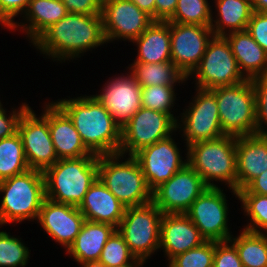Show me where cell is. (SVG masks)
Returning a JSON list of instances; mask_svg holds the SVG:
<instances>
[{
    "instance_id": "obj_45",
    "label": "cell",
    "mask_w": 267,
    "mask_h": 267,
    "mask_svg": "<svg viewBox=\"0 0 267 267\" xmlns=\"http://www.w3.org/2000/svg\"><path fill=\"white\" fill-rule=\"evenodd\" d=\"M238 193L267 195V170L254 178L244 189L239 190Z\"/></svg>"
},
{
    "instance_id": "obj_17",
    "label": "cell",
    "mask_w": 267,
    "mask_h": 267,
    "mask_svg": "<svg viewBox=\"0 0 267 267\" xmlns=\"http://www.w3.org/2000/svg\"><path fill=\"white\" fill-rule=\"evenodd\" d=\"M176 144L170 135L134 155L152 191L188 164Z\"/></svg>"
},
{
    "instance_id": "obj_20",
    "label": "cell",
    "mask_w": 267,
    "mask_h": 267,
    "mask_svg": "<svg viewBox=\"0 0 267 267\" xmlns=\"http://www.w3.org/2000/svg\"><path fill=\"white\" fill-rule=\"evenodd\" d=\"M206 240L186 214H163L160 223V245L170 261L178 254L200 246Z\"/></svg>"
},
{
    "instance_id": "obj_6",
    "label": "cell",
    "mask_w": 267,
    "mask_h": 267,
    "mask_svg": "<svg viewBox=\"0 0 267 267\" xmlns=\"http://www.w3.org/2000/svg\"><path fill=\"white\" fill-rule=\"evenodd\" d=\"M124 157L121 153L98 156V178L126 208L151 202L152 190L137 159Z\"/></svg>"
},
{
    "instance_id": "obj_15",
    "label": "cell",
    "mask_w": 267,
    "mask_h": 267,
    "mask_svg": "<svg viewBox=\"0 0 267 267\" xmlns=\"http://www.w3.org/2000/svg\"><path fill=\"white\" fill-rule=\"evenodd\" d=\"M101 16L106 43L120 39L132 42L154 22L130 0L106 2Z\"/></svg>"
},
{
    "instance_id": "obj_34",
    "label": "cell",
    "mask_w": 267,
    "mask_h": 267,
    "mask_svg": "<svg viewBox=\"0 0 267 267\" xmlns=\"http://www.w3.org/2000/svg\"><path fill=\"white\" fill-rule=\"evenodd\" d=\"M175 86L176 85H152L150 87H142V107L167 113L178 121V119L174 117V114L171 113L176 104Z\"/></svg>"
},
{
    "instance_id": "obj_21",
    "label": "cell",
    "mask_w": 267,
    "mask_h": 267,
    "mask_svg": "<svg viewBox=\"0 0 267 267\" xmlns=\"http://www.w3.org/2000/svg\"><path fill=\"white\" fill-rule=\"evenodd\" d=\"M237 192L267 170V134L236 137Z\"/></svg>"
},
{
    "instance_id": "obj_30",
    "label": "cell",
    "mask_w": 267,
    "mask_h": 267,
    "mask_svg": "<svg viewBox=\"0 0 267 267\" xmlns=\"http://www.w3.org/2000/svg\"><path fill=\"white\" fill-rule=\"evenodd\" d=\"M229 241L236 247L243 267H267V235L242 230Z\"/></svg>"
},
{
    "instance_id": "obj_31",
    "label": "cell",
    "mask_w": 267,
    "mask_h": 267,
    "mask_svg": "<svg viewBox=\"0 0 267 267\" xmlns=\"http://www.w3.org/2000/svg\"><path fill=\"white\" fill-rule=\"evenodd\" d=\"M29 168L18 132L0 139V181L26 172Z\"/></svg>"
},
{
    "instance_id": "obj_14",
    "label": "cell",
    "mask_w": 267,
    "mask_h": 267,
    "mask_svg": "<svg viewBox=\"0 0 267 267\" xmlns=\"http://www.w3.org/2000/svg\"><path fill=\"white\" fill-rule=\"evenodd\" d=\"M207 188L201 176L186 164L152 191V202L163 214H185Z\"/></svg>"
},
{
    "instance_id": "obj_24",
    "label": "cell",
    "mask_w": 267,
    "mask_h": 267,
    "mask_svg": "<svg viewBox=\"0 0 267 267\" xmlns=\"http://www.w3.org/2000/svg\"><path fill=\"white\" fill-rule=\"evenodd\" d=\"M68 13L61 0H30L22 16L26 22H15L10 29L13 31L18 27L23 30V33L25 31L31 40L30 43L33 44L47 29Z\"/></svg>"
},
{
    "instance_id": "obj_32",
    "label": "cell",
    "mask_w": 267,
    "mask_h": 267,
    "mask_svg": "<svg viewBox=\"0 0 267 267\" xmlns=\"http://www.w3.org/2000/svg\"><path fill=\"white\" fill-rule=\"evenodd\" d=\"M212 6L208 0H178L170 23H181L191 25H211Z\"/></svg>"
},
{
    "instance_id": "obj_28",
    "label": "cell",
    "mask_w": 267,
    "mask_h": 267,
    "mask_svg": "<svg viewBox=\"0 0 267 267\" xmlns=\"http://www.w3.org/2000/svg\"><path fill=\"white\" fill-rule=\"evenodd\" d=\"M217 15L211 20L214 36H225L230 32L244 31L253 13L251 0H214Z\"/></svg>"
},
{
    "instance_id": "obj_10",
    "label": "cell",
    "mask_w": 267,
    "mask_h": 267,
    "mask_svg": "<svg viewBox=\"0 0 267 267\" xmlns=\"http://www.w3.org/2000/svg\"><path fill=\"white\" fill-rule=\"evenodd\" d=\"M176 131L177 121L171 115L141 107L121 128L119 153L134 156Z\"/></svg>"
},
{
    "instance_id": "obj_36",
    "label": "cell",
    "mask_w": 267,
    "mask_h": 267,
    "mask_svg": "<svg viewBox=\"0 0 267 267\" xmlns=\"http://www.w3.org/2000/svg\"><path fill=\"white\" fill-rule=\"evenodd\" d=\"M136 260V257L132 254L127 243L117 229L108 238L99 258V261L106 267L130 264Z\"/></svg>"
},
{
    "instance_id": "obj_19",
    "label": "cell",
    "mask_w": 267,
    "mask_h": 267,
    "mask_svg": "<svg viewBox=\"0 0 267 267\" xmlns=\"http://www.w3.org/2000/svg\"><path fill=\"white\" fill-rule=\"evenodd\" d=\"M84 221L78 206L56 203L47 198L37 218L44 232L66 250L80 233Z\"/></svg>"
},
{
    "instance_id": "obj_39",
    "label": "cell",
    "mask_w": 267,
    "mask_h": 267,
    "mask_svg": "<svg viewBox=\"0 0 267 267\" xmlns=\"http://www.w3.org/2000/svg\"><path fill=\"white\" fill-rule=\"evenodd\" d=\"M213 267H243L238 251L230 241H214Z\"/></svg>"
},
{
    "instance_id": "obj_3",
    "label": "cell",
    "mask_w": 267,
    "mask_h": 267,
    "mask_svg": "<svg viewBox=\"0 0 267 267\" xmlns=\"http://www.w3.org/2000/svg\"><path fill=\"white\" fill-rule=\"evenodd\" d=\"M186 155L188 164L208 187H219L214 181L225 183L238 198L235 136L195 142L187 146Z\"/></svg>"
},
{
    "instance_id": "obj_7",
    "label": "cell",
    "mask_w": 267,
    "mask_h": 267,
    "mask_svg": "<svg viewBox=\"0 0 267 267\" xmlns=\"http://www.w3.org/2000/svg\"><path fill=\"white\" fill-rule=\"evenodd\" d=\"M211 90L216 94L221 129L225 135L257 134L256 95L251 79Z\"/></svg>"
},
{
    "instance_id": "obj_27",
    "label": "cell",
    "mask_w": 267,
    "mask_h": 267,
    "mask_svg": "<svg viewBox=\"0 0 267 267\" xmlns=\"http://www.w3.org/2000/svg\"><path fill=\"white\" fill-rule=\"evenodd\" d=\"M132 43L138 49L134 62H171L170 22L154 21Z\"/></svg>"
},
{
    "instance_id": "obj_35",
    "label": "cell",
    "mask_w": 267,
    "mask_h": 267,
    "mask_svg": "<svg viewBox=\"0 0 267 267\" xmlns=\"http://www.w3.org/2000/svg\"><path fill=\"white\" fill-rule=\"evenodd\" d=\"M29 249L21 238L0 231V267H25L28 264Z\"/></svg>"
},
{
    "instance_id": "obj_4",
    "label": "cell",
    "mask_w": 267,
    "mask_h": 267,
    "mask_svg": "<svg viewBox=\"0 0 267 267\" xmlns=\"http://www.w3.org/2000/svg\"><path fill=\"white\" fill-rule=\"evenodd\" d=\"M43 173L47 199L79 206L98 178V156L60 159Z\"/></svg>"
},
{
    "instance_id": "obj_5",
    "label": "cell",
    "mask_w": 267,
    "mask_h": 267,
    "mask_svg": "<svg viewBox=\"0 0 267 267\" xmlns=\"http://www.w3.org/2000/svg\"><path fill=\"white\" fill-rule=\"evenodd\" d=\"M0 227L5 224L37 220L46 199L44 173L35 169L0 181ZM31 219V220H30Z\"/></svg>"
},
{
    "instance_id": "obj_9",
    "label": "cell",
    "mask_w": 267,
    "mask_h": 267,
    "mask_svg": "<svg viewBox=\"0 0 267 267\" xmlns=\"http://www.w3.org/2000/svg\"><path fill=\"white\" fill-rule=\"evenodd\" d=\"M188 77L196 80V88L205 90L232 86L247 80L225 36L212 37L199 65Z\"/></svg>"
},
{
    "instance_id": "obj_13",
    "label": "cell",
    "mask_w": 267,
    "mask_h": 267,
    "mask_svg": "<svg viewBox=\"0 0 267 267\" xmlns=\"http://www.w3.org/2000/svg\"><path fill=\"white\" fill-rule=\"evenodd\" d=\"M228 204L221 187H208L185 213L206 241H229Z\"/></svg>"
},
{
    "instance_id": "obj_33",
    "label": "cell",
    "mask_w": 267,
    "mask_h": 267,
    "mask_svg": "<svg viewBox=\"0 0 267 267\" xmlns=\"http://www.w3.org/2000/svg\"><path fill=\"white\" fill-rule=\"evenodd\" d=\"M238 200L242 204L245 217L250 218V223L243 230L267 234V195L238 193Z\"/></svg>"
},
{
    "instance_id": "obj_22",
    "label": "cell",
    "mask_w": 267,
    "mask_h": 267,
    "mask_svg": "<svg viewBox=\"0 0 267 267\" xmlns=\"http://www.w3.org/2000/svg\"><path fill=\"white\" fill-rule=\"evenodd\" d=\"M78 209L85 220L108 223L117 228L124 216L126 207L97 178L85 194Z\"/></svg>"
},
{
    "instance_id": "obj_1",
    "label": "cell",
    "mask_w": 267,
    "mask_h": 267,
    "mask_svg": "<svg viewBox=\"0 0 267 267\" xmlns=\"http://www.w3.org/2000/svg\"><path fill=\"white\" fill-rule=\"evenodd\" d=\"M106 44L101 15L68 13L54 23L34 43V47L52 60L65 62Z\"/></svg>"
},
{
    "instance_id": "obj_41",
    "label": "cell",
    "mask_w": 267,
    "mask_h": 267,
    "mask_svg": "<svg viewBox=\"0 0 267 267\" xmlns=\"http://www.w3.org/2000/svg\"><path fill=\"white\" fill-rule=\"evenodd\" d=\"M246 31L267 53V14L253 11Z\"/></svg>"
},
{
    "instance_id": "obj_23",
    "label": "cell",
    "mask_w": 267,
    "mask_h": 267,
    "mask_svg": "<svg viewBox=\"0 0 267 267\" xmlns=\"http://www.w3.org/2000/svg\"><path fill=\"white\" fill-rule=\"evenodd\" d=\"M49 129L59 160L97 156L86 148L70 118L53 101L49 103Z\"/></svg>"
},
{
    "instance_id": "obj_40",
    "label": "cell",
    "mask_w": 267,
    "mask_h": 267,
    "mask_svg": "<svg viewBox=\"0 0 267 267\" xmlns=\"http://www.w3.org/2000/svg\"><path fill=\"white\" fill-rule=\"evenodd\" d=\"M30 0H0V25L10 28L14 25V17L23 15Z\"/></svg>"
},
{
    "instance_id": "obj_26",
    "label": "cell",
    "mask_w": 267,
    "mask_h": 267,
    "mask_svg": "<svg viewBox=\"0 0 267 267\" xmlns=\"http://www.w3.org/2000/svg\"><path fill=\"white\" fill-rule=\"evenodd\" d=\"M115 230L111 224L85 220L80 233L65 252L77 264L99 260L104 245Z\"/></svg>"
},
{
    "instance_id": "obj_37",
    "label": "cell",
    "mask_w": 267,
    "mask_h": 267,
    "mask_svg": "<svg viewBox=\"0 0 267 267\" xmlns=\"http://www.w3.org/2000/svg\"><path fill=\"white\" fill-rule=\"evenodd\" d=\"M214 241H205L200 246L178 254L168 262V267H213Z\"/></svg>"
},
{
    "instance_id": "obj_44",
    "label": "cell",
    "mask_w": 267,
    "mask_h": 267,
    "mask_svg": "<svg viewBox=\"0 0 267 267\" xmlns=\"http://www.w3.org/2000/svg\"><path fill=\"white\" fill-rule=\"evenodd\" d=\"M178 0H155V21L168 22L175 12Z\"/></svg>"
},
{
    "instance_id": "obj_43",
    "label": "cell",
    "mask_w": 267,
    "mask_h": 267,
    "mask_svg": "<svg viewBox=\"0 0 267 267\" xmlns=\"http://www.w3.org/2000/svg\"><path fill=\"white\" fill-rule=\"evenodd\" d=\"M69 13L101 15L102 5L98 0H61Z\"/></svg>"
},
{
    "instance_id": "obj_47",
    "label": "cell",
    "mask_w": 267,
    "mask_h": 267,
    "mask_svg": "<svg viewBox=\"0 0 267 267\" xmlns=\"http://www.w3.org/2000/svg\"><path fill=\"white\" fill-rule=\"evenodd\" d=\"M253 11L267 12V0H251Z\"/></svg>"
},
{
    "instance_id": "obj_8",
    "label": "cell",
    "mask_w": 267,
    "mask_h": 267,
    "mask_svg": "<svg viewBox=\"0 0 267 267\" xmlns=\"http://www.w3.org/2000/svg\"><path fill=\"white\" fill-rule=\"evenodd\" d=\"M162 216V211L152 201L125 209L116 229L136 259L147 263V259L159 250Z\"/></svg>"
},
{
    "instance_id": "obj_29",
    "label": "cell",
    "mask_w": 267,
    "mask_h": 267,
    "mask_svg": "<svg viewBox=\"0 0 267 267\" xmlns=\"http://www.w3.org/2000/svg\"><path fill=\"white\" fill-rule=\"evenodd\" d=\"M127 68L141 87L176 85L187 81V77L172 62H133Z\"/></svg>"
},
{
    "instance_id": "obj_11",
    "label": "cell",
    "mask_w": 267,
    "mask_h": 267,
    "mask_svg": "<svg viewBox=\"0 0 267 267\" xmlns=\"http://www.w3.org/2000/svg\"><path fill=\"white\" fill-rule=\"evenodd\" d=\"M43 109L41 116L37 117L29 106L17 126L29 168L42 172L59 160L49 129V102Z\"/></svg>"
},
{
    "instance_id": "obj_49",
    "label": "cell",
    "mask_w": 267,
    "mask_h": 267,
    "mask_svg": "<svg viewBox=\"0 0 267 267\" xmlns=\"http://www.w3.org/2000/svg\"><path fill=\"white\" fill-rule=\"evenodd\" d=\"M144 261L137 259L135 262L130 263V264H123L120 266H113V267H143Z\"/></svg>"
},
{
    "instance_id": "obj_48",
    "label": "cell",
    "mask_w": 267,
    "mask_h": 267,
    "mask_svg": "<svg viewBox=\"0 0 267 267\" xmlns=\"http://www.w3.org/2000/svg\"><path fill=\"white\" fill-rule=\"evenodd\" d=\"M78 265H80V267H106L99 260L86 261V262L80 263Z\"/></svg>"
},
{
    "instance_id": "obj_16",
    "label": "cell",
    "mask_w": 267,
    "mask_h": 267,
    "mask_svg": "<svg viewBox=\"0 0 267 267\" xmlns=\"http://www.w3.org/2000/svg\"><path fill=\"white\" fill-rule=\"evenodd\" d=\"M213 36L209 26L170 23L171 62L187 80L199 65Z\"/></svg>"
},
{
    "instance_id": "obj_12",
    "label": "cell",
    "mask_w": 267,
    "mask_h": 267,
    "mask_svg": "<svg viewBox=\"0 0 267 267\" xmlns=\"http://www.w3.org/2000/svg\"><path fill=\"white\" fill-rule=\"evenodd\" d=\"M180 114L177 129L183 131L187 146L198 141H207L225 135L221 129L216 94L212 90L196 88V94ZM182 122V123H181Z\"/></svg>"
},
{
    "instance_id": "obj_42",
    "label": "cell",
    "mask_w": 267,
    "mask_h": 267,
    "mask_svg": "<svg viewBox=\"0 0 267 267\" xmlns=\"http://www.w3.org/2000/svg\"><path fill=\"white\" fill-rule=\"evenodd\" d=\"M28 107L29 104L22 102V105L18 109H13L9 115L6 109L0 110V139L10 137L17 132L19 119Z\"/></svg>"
},
{
    "instance_id": "obj_38",
    "label": "cell",
    "mask_w": 267,
    "mask_h": 267,
    "mask_svg": "<svg viewBox=\"0 0 267 267\" xmlns=\"http://www.w3.org/2000/svg\"><path fill=\"white\" fill-rule=\"evenodd\" d=\"M251 81L256 95L257 134H267V75L252 78Z\"/></svg>"
},
{
    "instance_id": "obj_25",
    "label": "cell",
    "mask_w": 267,
    "mask_h": 267,
    "mask_svg": "<svg viewBox=\"0 0 267 267\" xmlns=\"http://www.w3.org/2000/svg\"><path fill=\"white\" fill-rule=\"evenodd\" d=\"M242 74L247 79L267 75V53L246 31L225 35Z\"/></svg>"
},
{
    "instance_id": "obj_50",
    "label": "cell",
    "mask_w": 267,
    "mask_h": 267,
    "mask_svg": "<svg viewBox=\"0 0 267 267\" xmlns=\"http://www.w3.org/2000/svg\"><path fill=\"white\" fill-rule=\"evenodd\" d=\"M109 1H112V0H98V2H99L101 5H104L106 2H109Z\"/></svg>"
},
{
    "instance_id": "obj_51",
    "label": "cell",
    "mask_w": 267,
    "mask_h": 267,
    "mask_svg": "<svg viewBox=\"0 0 267 267\" xmlns=\"http://www.w3.org/2000/svg\"><path fill=\"white\" fill-rule=\"evenodd\" d=\"M2 109H4V108H3V105H2L1 100H0V110H2Z\"/></svg>"
},
{
    "instance_id": "obj_46",
    "label": "cell",
    "mask_w": 267,
    "mask_h": 267,
    "mask_svg": "<svg viewBox=\"0 0 267 267\" xmlns=\"http://www.w3.org/2000/svg\"><path fill=\"white\" fill-rule=\"evenodd\" d=\"M155 21V0H130Z\"/></svg>"
},
{
    "instance_id": "obj_18",
    "label": "cell",
    "mask_w": 267,
    "mask_h": 267,
    "mask_svg": "<svg viewBox=\"0 0 267 267\" xmlns=\"http://www.w3.org/2000/svg\"><path fill=\"white\" fill-rule=\"evenodd\" d=\"M127 75V76H126ZM142 87L130 71L107 81L100 94L93 95L122 128L142 107Z\"/></svg>"
},
{
    "instance_id": "obj_2",
    "label": "cell",
    "mask_w": 267,
    "mask_h": 267,
    "mask_svg": "<svg viewBox=\"0 0 267 267\" xmlns=\"http://www.w3.org/2000/svg\"><path fill=\"white\" fill-rule=\"evenodd\" d=\"M54 103L70 118L92 154L119 153L121 127L93 95L58 99Z\"/></svg>"
}]
</instances>
